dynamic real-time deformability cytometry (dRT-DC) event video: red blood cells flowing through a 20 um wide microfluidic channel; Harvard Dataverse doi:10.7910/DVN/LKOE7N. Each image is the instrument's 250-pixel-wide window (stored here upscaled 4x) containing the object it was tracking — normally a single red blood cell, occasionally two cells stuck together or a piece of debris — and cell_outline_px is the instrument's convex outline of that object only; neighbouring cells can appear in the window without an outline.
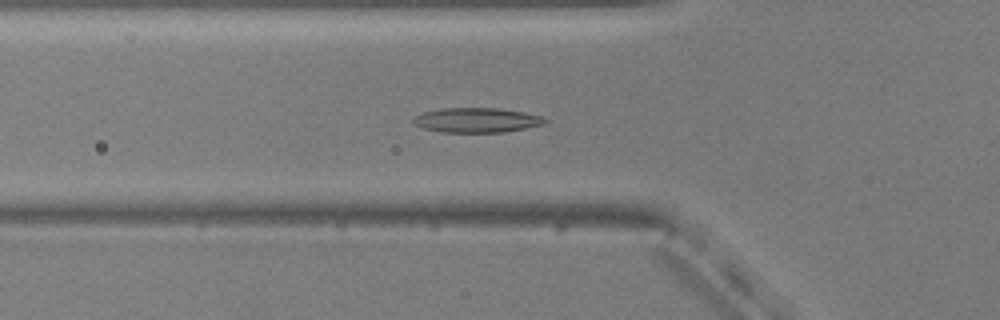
{"species": "common noctule bat (a hibernating species)", "species_latin": "Nyctalus noctula", "temperature_condition": "warm", "stored_images_in_passage": 45, "camera_frame_rate_fps": 3000, "um_per_image_px": 0.085, "animal": {"sex": "male", "body_mass_g": 20.5, "forearm_length_mm": 52.5}, "frame": {"image": 1, "passage_image": 10, "time_ms": 3.0, "image_size_px": [1000, 320], "cell_outline_px": [[548, 120], [544, 124], [504, 132], [444, 132], [424, 128], [416, 124], [412, 120], [416, 116], [424, 112], [444, 108], [496, 108], [524, 112], [540, 116]], "centroid_in_image_um": [40.54, 10.21], "position_along_channel_um": 85.3, "area_um2": 18.61}}
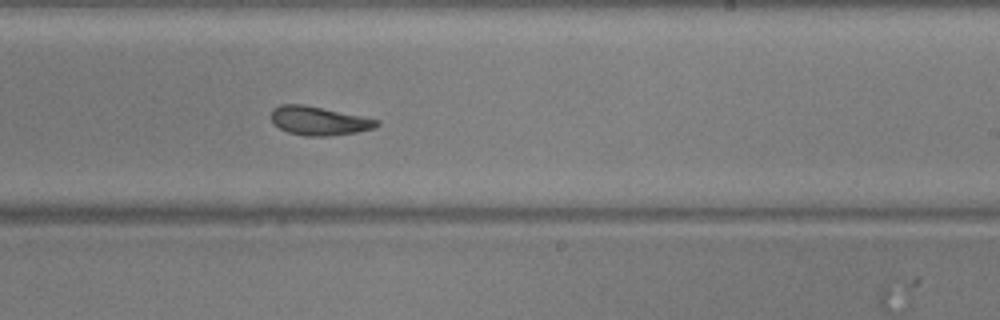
{"frame": {"image": 2, "passage_image": 24, "time_ms": 7.667, "image_size_px": [1000, 320], "cell_outline_px": [[380, 124], [372, 128], [356, 132], [328, 136], [304, 136], [288, 132], [280, 128], [272, 120], [272, 108], [280, 104], [304, 104], [380, 120]], "centroid_in_image_um": [27.09, 10.26], "position_along_channel_um": 261.9, "area_um2": 17.51}}
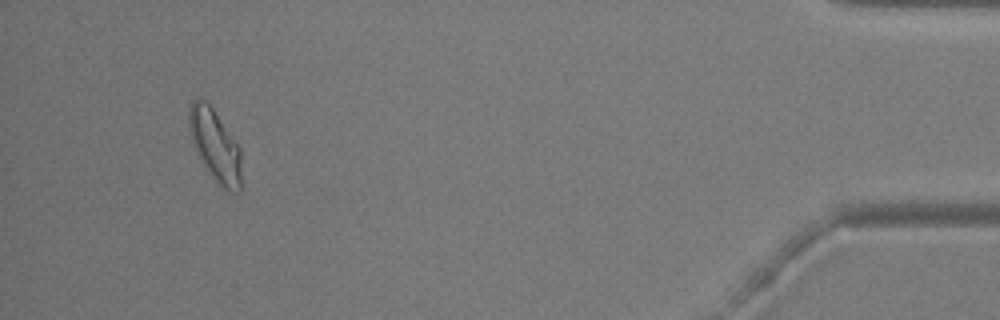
{"frame": {"image": 3, "passage_image": 42, "time_ms": 13.667, "image_size_px": [1000, 320], "cell_outline_px": [[240, 192], [236, 192], [224, 188], [216, 180], [208, 168], [196, 148], [192, 140], [188, 124], [188, 108], [192, 100], [196, 96], [204, 100], [212, 108], [240, 148]], "centroid_in_image_um": [18.27, 12.28], "position_along_channel_um": 416.9, "area_um2": 20.98}, "authors_computed_cell_mechanics": {"area_um2": 18.6694, "velocity_mm_per_s": 3.7742, "shape_relaxation_time_tau1_ms": 7.048, "shape_relaxation_time_tau2_ms": 3.5262, "deformation_change_tau1": 0.198, "deformation_change_tau2": 0.0726}}